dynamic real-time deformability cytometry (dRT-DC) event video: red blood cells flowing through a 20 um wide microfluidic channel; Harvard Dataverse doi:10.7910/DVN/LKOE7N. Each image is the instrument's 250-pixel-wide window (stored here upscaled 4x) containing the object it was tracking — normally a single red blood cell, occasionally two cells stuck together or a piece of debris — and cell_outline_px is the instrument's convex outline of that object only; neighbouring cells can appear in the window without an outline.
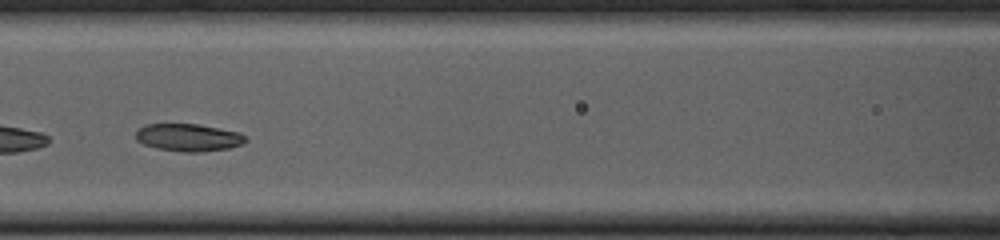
{"species": "common noctule bat (a hibernating species)", "species_latin": "Nyctalus noctula", "temperature_condition": "cold", "stored_images_in_passage": 19, "camera_frame_rate_fps": 3000, "um_per_image_px": 0.085, "animal": {"sex": "female", "body_mass_g": 23.0, "forearm_length_mm": 53.4}, "frame": {"image": 1, "passage_image": 16, "time_ms": 5.0, "image_size_px": [1000, 240], "cell_outline_px": [[248, 140], [244, 144], [228, 148], [200, 152], [184, 152], [156, 148], [144, 144], [136, 140], [136, 128], [144, 124], [196, 124], [240, 132]], "centroid_in_image_um": [16.0, 11.68], "position_along_channel_um": 150.6, "area_um2": 17.69}}